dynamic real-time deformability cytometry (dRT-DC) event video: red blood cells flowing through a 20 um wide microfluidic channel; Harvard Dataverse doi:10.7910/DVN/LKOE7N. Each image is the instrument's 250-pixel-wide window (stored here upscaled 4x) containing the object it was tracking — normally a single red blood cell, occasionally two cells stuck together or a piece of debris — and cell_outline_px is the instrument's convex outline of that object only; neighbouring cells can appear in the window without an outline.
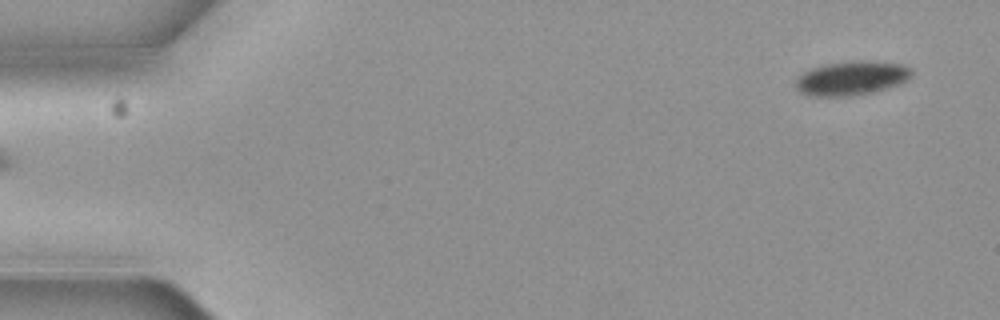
{"species": "common noctule bat (a hibernating species)", "species_latin": "Nyctalus noctula", "temperature_condition": "cold", "stored_images_in_passage": 5, "camera_frame_rate_fps": 3000, "um_per_image_px": 0.085, "animal": {"sex": "female", "body_mass_g": 19.3, "forearm_length_mm": 54.1}, "frame": {"image": 1, "passage_image": 1, "time_ms": 0.0, "image_size_px": [1000, 320], "cell_outline_px": [[912, 76], [904, 84], [872, 92], [852, 96], [808, 96], [800, 92], [796, 88], [796, 80], [804, 72], [812, 68], [824, 64], [864, 60], [904, 64], [912, 68]], "centroid_in_image_um": [72.44, 6.65], "position_along_channel_um": 12.6, "area_um2": 23.29}}
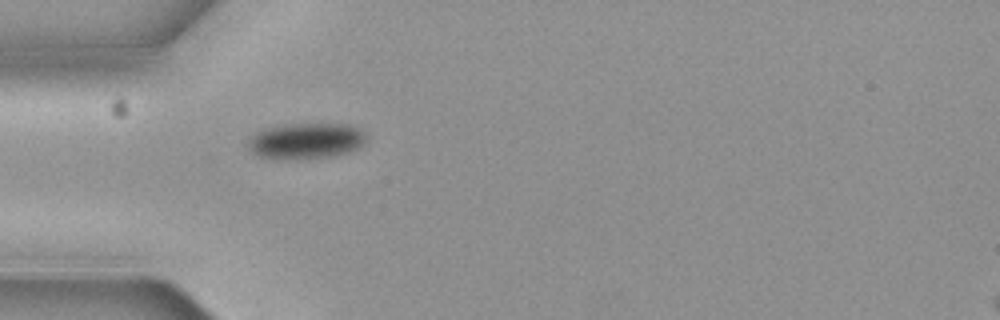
{"frame": {"image": 2, "passage_image": 5, "time_ms": 1.333, "image_size_px": [1000, 320], "cell_outline_px": [[368, 140], [360, 148], [352, 152], [336, 156], [256, 156], [244, 144], [248, 136], [264, 128], [276, 124], [352, 124], [368, 132]], "centroid_in_image_um": [26.07, 11.91], "position_along_channel_um": 58.9, "area_um2": 24.85}}